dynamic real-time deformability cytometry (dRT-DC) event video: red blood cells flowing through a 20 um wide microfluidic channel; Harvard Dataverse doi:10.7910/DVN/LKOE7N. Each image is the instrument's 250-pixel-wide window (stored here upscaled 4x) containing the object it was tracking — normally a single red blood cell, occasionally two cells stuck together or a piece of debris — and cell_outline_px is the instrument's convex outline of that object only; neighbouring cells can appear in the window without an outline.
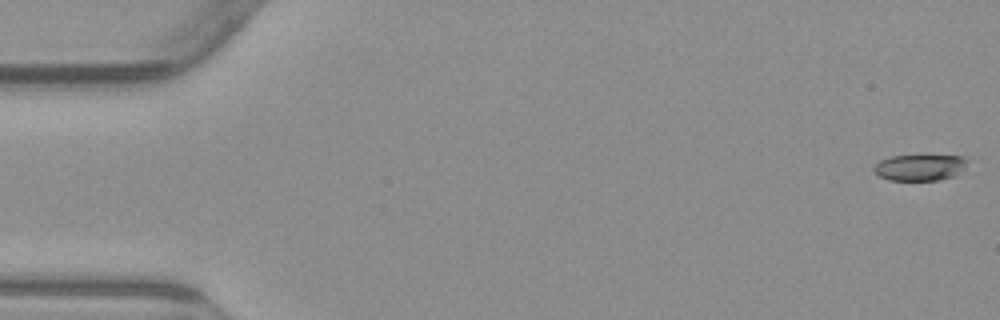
{"species": "common noctule bat (a hibernating species)", "species_latin": "Nyctalus noctula", "temperature_condition": "warm", "stored_images_in_passage": 8, "camera_frame_rate_fps": 3000, "um_per_image_px": 0.085, "animal": {"sex": "male", "body_mass_g": 23.1, "forearm_length_mm": 52.7}, "frame": {"image": 1, "passage_image": 1, "time_ms": 0.0, "image_size_px": [1000, 320], "cell_outline_px": [[964, 164], [952, 176], [936, 180], [888, 180], [880, 176], [872, 168], [880, 160], [892, 156], [964, 156]], "centroid_in_image_um": [78.07, 14.23], "position_along_channel_um": 6.9, "area_um2": 13.64}}
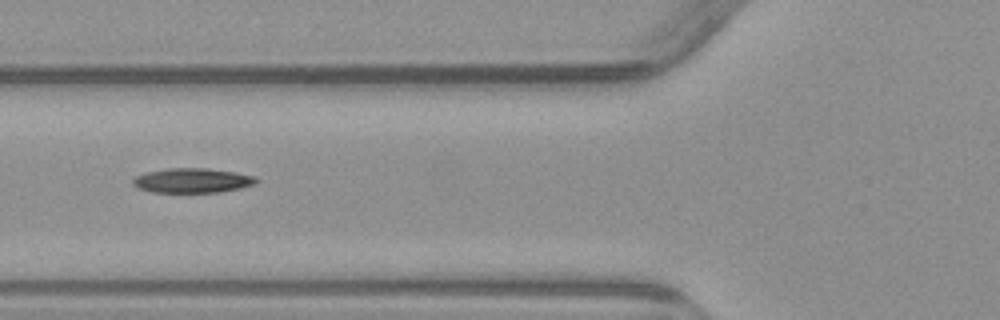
{"frame": {"image": 2, "passage_image": 6, "time_ms": 6.667, "image_size_px": [1000, 320], "cell_outline_px": [[256, 180], [252, 184], [240, 188], [220, 192], [152, 192], [140, 188], [132, 184], [132, 180], [136, 176], [148, 172], [168, 168], [208, 168], [236, 172], [252, 176]], "centroid_in_image_um": [16.31, 15.34], "position_along_channel_um": 109.5, "area_um2": 17.4}}
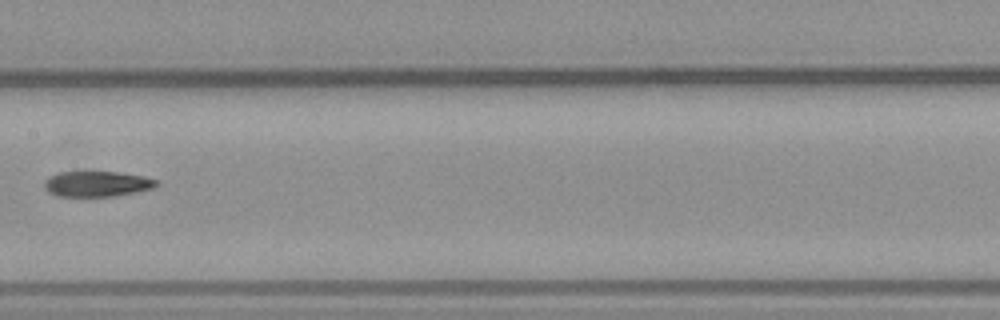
{"frame": {"image": 3, "passage_image": 8, "time_ms": 9.0, "image_size_px": [1000, 320], "cell_outline_px": [[160, 184], [152, 188], [112, 196], [56, 196], [48, 192], [44, 188], [44, 180], [48, 176], [56, 172], [84, 168], [116, 172], [144, 176], [156, 180]], "centroid_in_image_um": [8.13, 15.56], "position_along_channel_um": 199.3, "area_um2": 17.46}}